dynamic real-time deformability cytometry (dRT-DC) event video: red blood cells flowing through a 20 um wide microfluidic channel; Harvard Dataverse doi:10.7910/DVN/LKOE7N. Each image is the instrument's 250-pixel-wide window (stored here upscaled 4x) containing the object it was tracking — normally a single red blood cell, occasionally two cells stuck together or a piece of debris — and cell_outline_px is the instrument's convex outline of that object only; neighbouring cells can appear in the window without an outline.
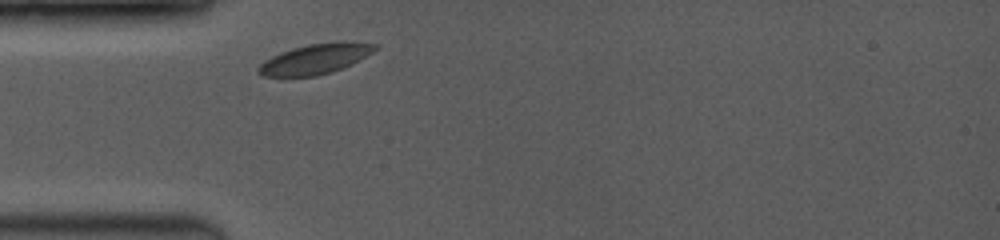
{"species": "common noctule bat (a hibernating species)", "species_latin": "Nyctalus noctula", "temperature_condition": "room temperature", "stored_images_in_passage": 1, "camera_frame_rate_fps": 3500, "um_per_image_px": 0.085, "animal": {"sex": "female", "body_mass_g": 19.0, "forearm_length_mm": 53.3}, "frame": {"image": 1, "passage_image": 1, "time_ms": 0.0, "image_size_px": [1000, 240], "cell_outline_px": [[380, 48], [332, 72], [316, 76], [264, 76], [256, 72], [256, 68], [264, 60], [280, 52], [292, 48], [308, 44], [340, 40], [352, 40], [380, 44]], "centroid_in_image_um": [26.81, 4.97], "position_along_channel_um": 58.2, "area_um2": 20.69}}